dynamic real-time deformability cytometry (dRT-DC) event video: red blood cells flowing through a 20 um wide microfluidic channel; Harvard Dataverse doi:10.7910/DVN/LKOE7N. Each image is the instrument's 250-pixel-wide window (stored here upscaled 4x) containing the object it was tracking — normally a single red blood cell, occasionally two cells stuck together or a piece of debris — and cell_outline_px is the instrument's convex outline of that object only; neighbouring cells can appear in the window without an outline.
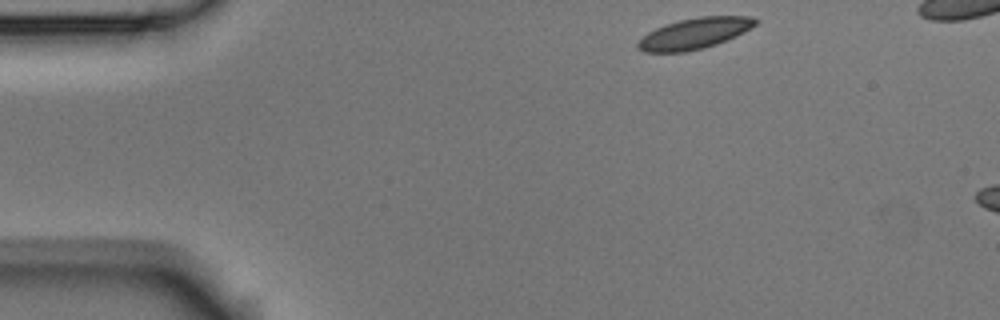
{"species": "Egyptian fruit bat (a non-hibernating species)", "species_latin": "Rousettus aegyptiacus", "temperature_condition": "room temperature", "stored_images_in_passage": 7, "camera_frame_rate_fps": 3000, "um_per_image_px": 0.085, "animal": {"sex": "male"}, "frame": {"image": 1, "passage_image": 1, "time_ms": 0.0, "image_size_px": [1000, 320], "cell_outline_px": [[756, 24], [736, 36], [728, 40], [704, 48], [684, 52], [644, 52], [636, 44], [648, 32], [656, 28], [680, 20], [700, 16], [752, 16], [756, 20]], "centroid_in_image_um": [59.05, 2.84], "position_along_channel_um": 26.0, "area_um2": 20.87}}